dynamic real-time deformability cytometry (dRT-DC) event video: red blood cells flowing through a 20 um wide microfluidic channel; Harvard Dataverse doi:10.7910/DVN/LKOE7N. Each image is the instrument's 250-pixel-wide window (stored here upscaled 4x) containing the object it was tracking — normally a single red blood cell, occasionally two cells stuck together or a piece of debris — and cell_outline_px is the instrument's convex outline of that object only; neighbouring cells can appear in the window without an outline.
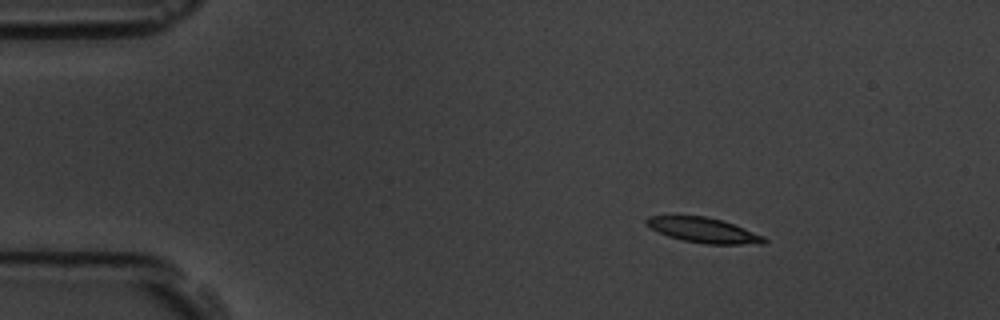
{"species": "common noctule bat (a hibernating species)", "species_latin": "Nyctalus noctula", "temperature_condition": "room temperature", "stored_images_in_passage": 48, "camera_frame_rate_fps": 3000, "um_per_image_px": 0.085, "animal": {"sex": "male", "body_mass_g": 19.5, "forearm_length_mm": 54.6}, "frame": {"image": 1, "passage_image": 1, "time_ms": 0.0, "image_size_px": [1000, 320], "cell_outline_px": [[768, 240], [764, 244], [704, 244], [684, 240], [668, 236], [644, 224], [644, 220], [648, 216], [704, 216], [720, 220], [732, 224], [764, 236]], "centroid_in_image_um": [59.79, 19.57], "position_along_channel_um": 25.2, "area_um2": 16.94}}
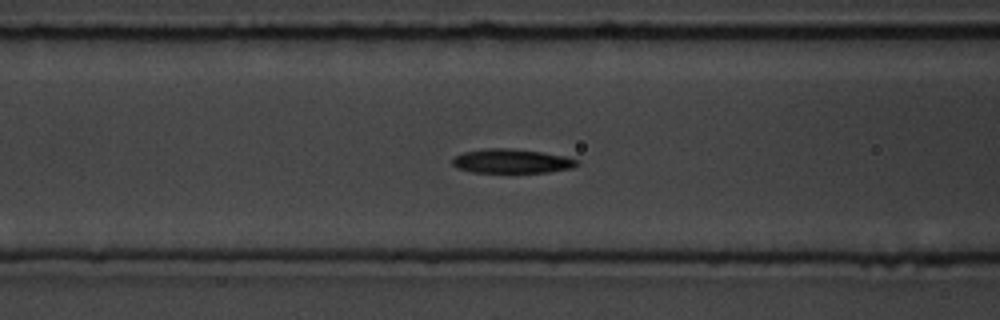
{"frame": {"image": 2, "passage_image": 15, "time_ms": 4.667, "image_size_px": [1000, 320], "cell_outline_px": [[580, 164], [572, 168], [548, 172], [472, 172], [456, 168], [452, 164], [452, 160], [456, 156], [464, 152], [488, 148], [508, 148], [540, 152], [564, 156], [580, 160]], "centroid_in_image_um": [43.51, 13.7], "position_along_channel_um": 123.1, "area_um2": 17.46}}
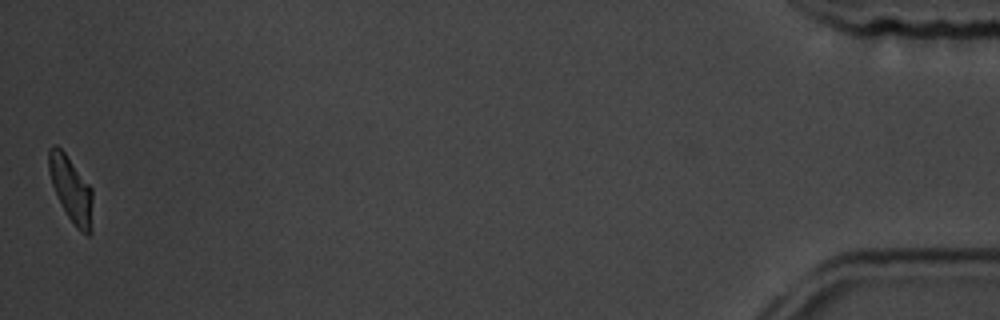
{"frame": {"image": 3, "passage_image": 48, "time_ms": 15.667, "image_size_px": [1000, 320], "cell_outline_px": [[92, 232], [88, 236], [80, 232], [76, 228], [68, 216], [52, 184], [48, 168], [48, 148], [52, 144], [56, 144], [64, 152], [92, 188]], "centroid_in_image_um": [6.05, 16.1], "position_along_channel_um": 429.1, "area_um2": 16.65}, "authors_computed_cell_mechanics": {"area_um2": 17.6868, "velocity_mm_per_s": 3.6552, "shape_relaxation_time_tau1_ms": 4.7877, "shape_relaxation_time_tau2_ms": 2.6413, "deformation_change_tau1": 0.1906, "deformation_change_tau2": 0.0939}}